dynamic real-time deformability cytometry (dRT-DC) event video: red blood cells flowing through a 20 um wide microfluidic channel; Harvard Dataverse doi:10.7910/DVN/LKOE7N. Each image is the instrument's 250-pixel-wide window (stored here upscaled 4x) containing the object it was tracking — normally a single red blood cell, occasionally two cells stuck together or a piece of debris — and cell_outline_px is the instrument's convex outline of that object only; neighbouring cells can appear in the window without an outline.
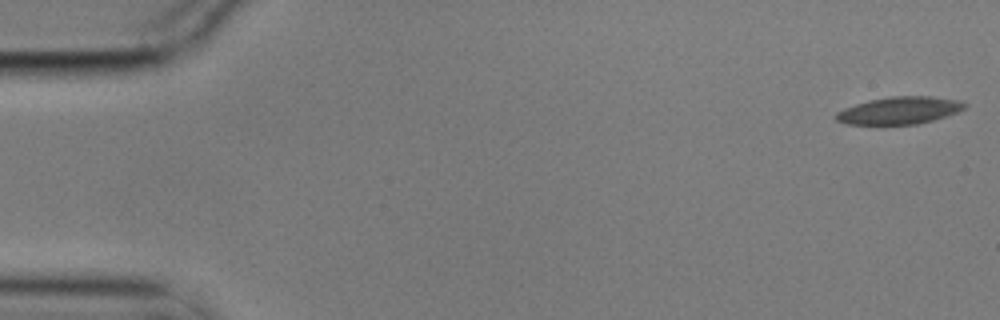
{"species": "common noctule bat (a hibernating species)", "species_latin": "Nyctalus noctula", "temperature_condition": "cold", "stored_images_in_passage": 3, "camera_frame_rate_fps": 3000, "um_per_image_px": 0.085, "animal": {"sex": "male", "body_mass_g": 17.9}, "frame": {"image": 1, "passage_image": 1, "time_ms": 0.0, "image_size_px": [1000, 320], "cell_outline_px": [[968, 104], [964, 108], [956, 112], [932, 120], [916, 124], [844, 124], [836, 120], [836, 112], [844, 108], [868, 100], [892, 96], [932, 96], [960, 100]], "centroid_in_image_um": [76.44, 9.38], "position_along_channel_um": 8.6, "area_um2": 20.35}}